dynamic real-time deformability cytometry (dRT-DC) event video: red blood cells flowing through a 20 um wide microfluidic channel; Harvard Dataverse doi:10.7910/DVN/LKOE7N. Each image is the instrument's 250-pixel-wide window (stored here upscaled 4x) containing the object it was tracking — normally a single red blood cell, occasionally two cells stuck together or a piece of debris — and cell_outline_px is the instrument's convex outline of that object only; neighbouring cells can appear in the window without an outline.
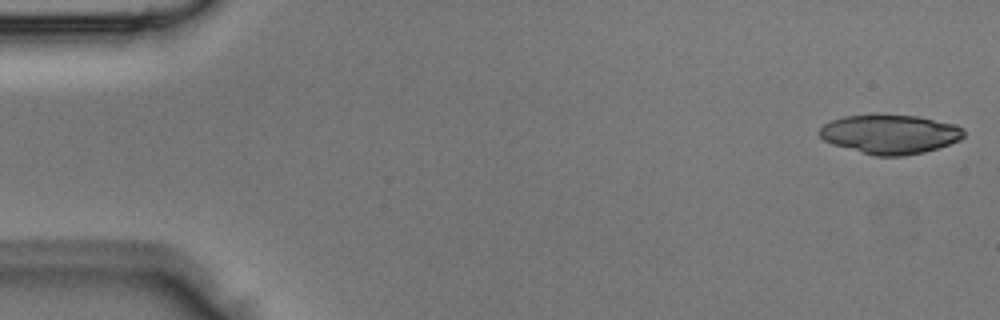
{"species": "Egyptian fruit bat (a non-hibernating species)", "species_latin": "Rousettus aegyptiacus", "temperature_condition": "room temperature", "stored_images_in_passage": 5, "camera_frame_rate_fps": 3000, "um_per_image_px": 0.085, "animal": {"sex": "male"}, "frame": {"image": 1, "passage_image": 1, "time_ms": 0.0, "image_size_px": [1000, 320], "cell_outline_px": [[964, 136], [960, 140], [924, 152], [904, 156], [876, 156], [832, 144], [824, 140], [820, 136], [820, 128], [824, 124], [832, 120], [844, 116], [920, 116], [956, 124], [964, 128]], "centroid_in_image_um": [75.69, 11.42], "position_along_channel_um": 9.3, "area_um2": 32.54}}